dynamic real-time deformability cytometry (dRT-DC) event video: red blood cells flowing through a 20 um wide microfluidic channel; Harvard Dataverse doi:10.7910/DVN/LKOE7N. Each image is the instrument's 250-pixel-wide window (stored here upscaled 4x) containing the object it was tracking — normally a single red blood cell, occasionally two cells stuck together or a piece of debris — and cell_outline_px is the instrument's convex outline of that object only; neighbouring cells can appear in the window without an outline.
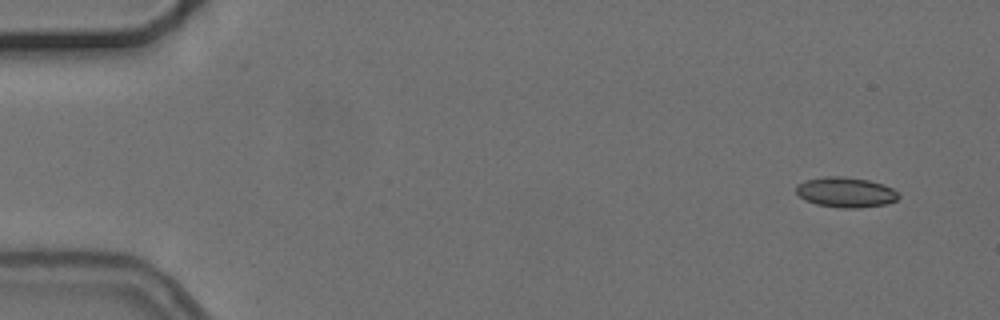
{"species": "common noctule bat (a hibernating species)", "species_latin": "Nyctalus noctula", "temperature_condition": "cold", "stored_images_in_passage": 2, "segment_of_instrument_passage": [2, 2], "camera_frame_rate_fps": 3000, "um_per_image_px": 0.085, "animal": {"sex": "female", "body_mass_g": 24.6, "forearm_length_mm": 56.2}, "frame": {"image": 1, "passage_image": 2, "time_ms": 2.0, "image_size_px": [1000, 320], "cell_outline_px": [[900, 196], [896, 200], [884, 204], [856, 208], [840, 208], [816, 204], [804, 200], [796, 192], [796, 188], [800, 184], [808, 180], [824, 176], [844, 176], [868, 180], [892, 188]], "centroid_in_image_um": [71.87, 16.34], "position_along_channel_um": 13.1, "area_um2": 17.74}}